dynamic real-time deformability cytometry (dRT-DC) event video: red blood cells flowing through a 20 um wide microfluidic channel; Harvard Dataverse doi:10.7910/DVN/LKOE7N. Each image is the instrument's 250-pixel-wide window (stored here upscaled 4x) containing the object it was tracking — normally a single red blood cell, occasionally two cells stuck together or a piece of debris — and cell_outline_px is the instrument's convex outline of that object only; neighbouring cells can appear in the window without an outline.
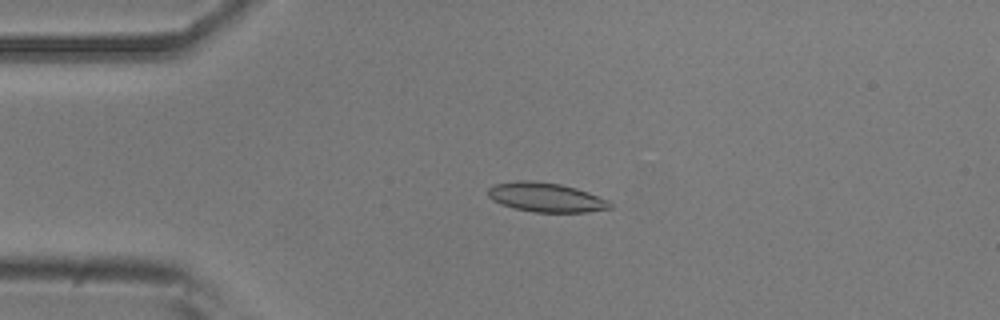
{"species": "common noctule bat (a hibernating species)", "species_latin": "Nyctalus noctula", "temperature_condition": "room temperature", "stored_images_in_passage": 42, "camera_frame_rate_fps": 3000, "um_per_image_px": 0.085, "animal": {"sex": "male", "body_mass_g": 20.5, "forearm_length_mm": 52.5}, "frame": {"image": 1, "passage_image": 2, "time_ms": 0.333, "image_size_px": [1000, 320], "cell_outline_px": [[612, 208], [588, 212], [536, 212], [516, 208], [500, 204], [492, 200], [488, 196], [488, 188], [496, 184], [516, 180], [532, 180], [560, 184], [576, 188], [588, 192], [608, 200], [612, 204]], "centroid_in_image_um": [46.41, 16.77], "position_along_channel_um": 38.6, "area_um2": 20.81}}
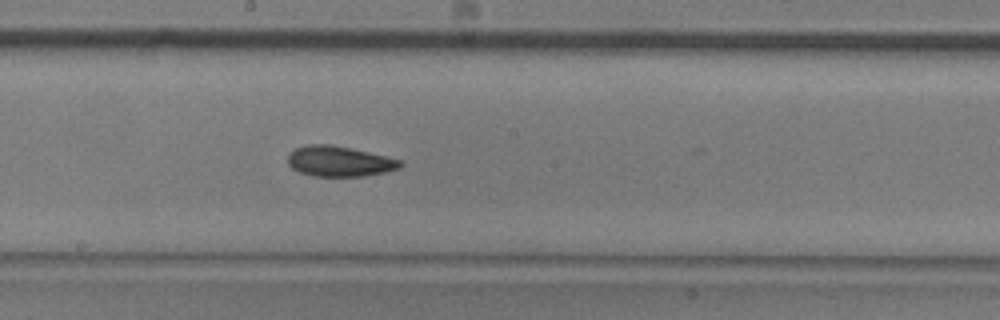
{"frame": {"image": 2, "passage_image": 18, "time_ms": 5.667, "image_size_px": [1000, 320], "cell_outline_px": [[404, 164], [400, 168], [384, 172], [364, 176], [316, 176], [300, 172], [292, 168], [288, 164], [288, 152], [296, 148], [308, 144], [332, 144], [388, 156], [400, 160]], "centroid_in_image_um": [28.85, 13.7], "position_along_channel_um": 219.4, "area_um2": 20.0}}
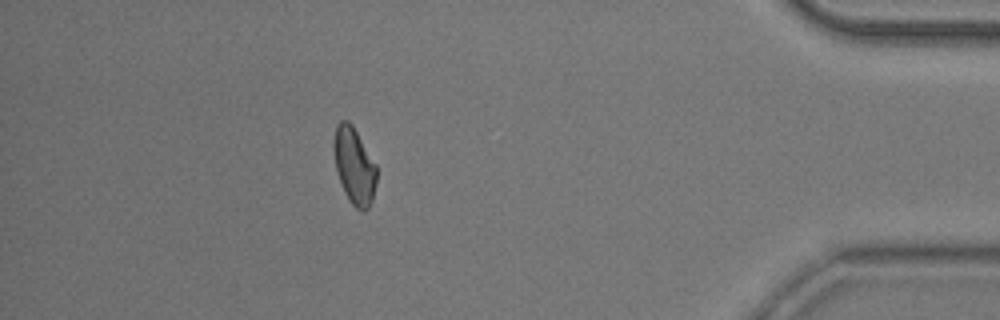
{"frame": {"image": 3, "passage_image": 36, "time_ms": 11.667, "image_size_px": [1000, 320], "cell_outline_px": [[376, 184], [372, 200], [368, 208], [364, 212], [356, 208], [348, 200], [344, 192], [336, 172], [332, 148], [332, 144], [336, 124], [340, 120], [348, 120], [352, 124], [376, 164]], "centroid_in_image_um": [30.08, 14.08], "position_along_channel_um": 405.1, "area_um2": 19.42}, "authors_computed_cell_mechanics": {"area_um2": 19.4497, "velocity_mm_per_s": 3.9011, "shape_relaxation_time_tau1_ms": 5.9587, "shape_relaxation_time_tau2_ms": 4.6624, "deformation_change_tau1": 0.1303, "deformation_change_tau2": 0.1073}}